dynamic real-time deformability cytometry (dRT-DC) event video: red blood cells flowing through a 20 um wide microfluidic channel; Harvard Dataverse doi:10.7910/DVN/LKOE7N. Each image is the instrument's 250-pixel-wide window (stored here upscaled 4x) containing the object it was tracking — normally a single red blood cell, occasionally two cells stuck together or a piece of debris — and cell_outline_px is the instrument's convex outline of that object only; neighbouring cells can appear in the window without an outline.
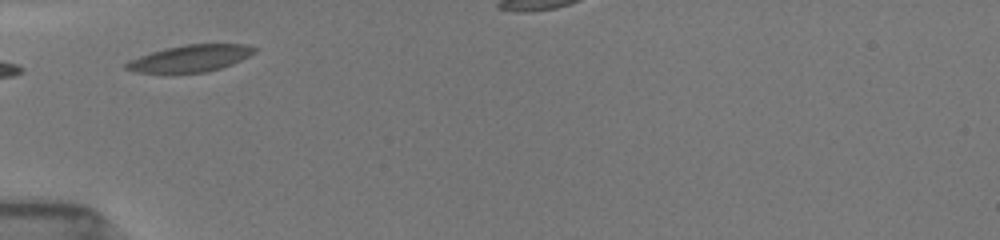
{"species": "common noctule bat (a hibernating species)", "species_latin": "Nyctalus noctula", "temperature_condition": "room temperature", "stored_images_in_passage": 47, "camera_frame_rate_fps": 3000, "um_per_image_px": 0.085, "animal": {"sex": "female", "body_mass_g": 19.5, "forearm_length_mm": 54.1}, "frame": {"image": 1, "passage_image": 1, "time_ms": 0.0, "image_size_px": [1000, 240], "cell_outline_px": [[260, 48], [256, 52], [232, 64], [208, 72], [136, 72], [124, 68], [124, 64], [128, 60], [164, 48], [184, 44], [248, 44]], "centroid_in_image_um": [16.21, 4.94], "position_along_channel_um": 68.8, "area_um2": 20.0}}
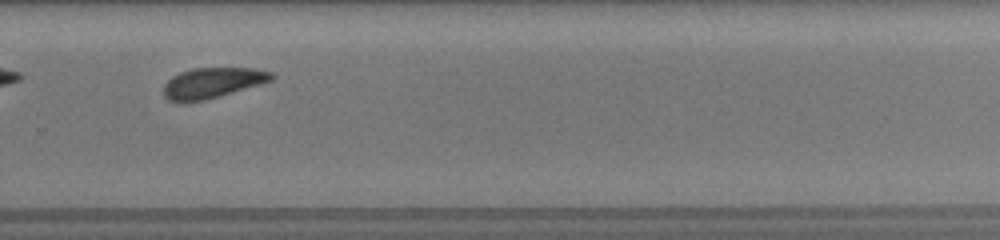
{"frame": {"image": 2, "passage_image": 31, "time_ms": 6.333, "image_size_px": [1000, 240], "cell_outline_px": [[276, 76], [272, 80], [204, 100], [168, 100], [164, 96], [164, 84], [172, 76], [180, 72], [192, 68], [252, 68], [272, 72]], "centroid_in_image_um": [18.06, 7.0], "position_along_channel_um": 311.7, "area_um2": 18.61}, "authors_computed_cell_mechanics": {"area_um2": 20.0566, "velocity_mm_per_s": 3.8733, "shape_relaxation_time_tau1_ms": 2.5481, "shape_relaxation_time_tau2_ms": 2.3956, "deformation_change_tau1": 0.0971, "deformation_change_tau2": 0.0871}}